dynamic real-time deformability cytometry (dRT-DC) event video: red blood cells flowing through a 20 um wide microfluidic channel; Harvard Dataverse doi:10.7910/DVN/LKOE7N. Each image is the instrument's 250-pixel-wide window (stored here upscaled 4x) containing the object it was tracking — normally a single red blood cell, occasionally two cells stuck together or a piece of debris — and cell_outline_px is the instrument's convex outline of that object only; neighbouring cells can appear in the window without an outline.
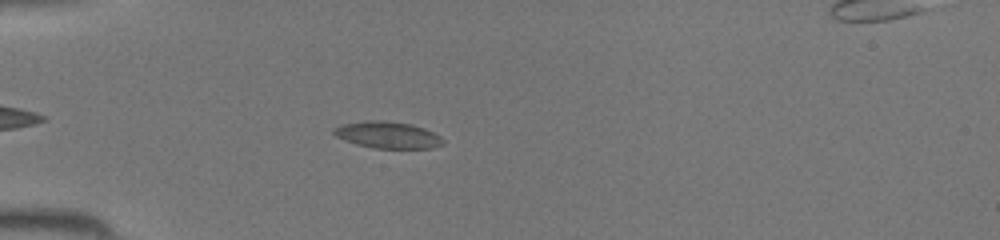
{"species": "common noctule bat (a hibernating species)", "species_latin": "Nyctalus noctula", "temperature_condition": "room temperature", "stored_images_in_passage": 38, "camera_frame_rate_fps": 3000, "um_per_image_px": 0.085, "animal": {"sex": "female", "body_mass_g": 19.5, "forearm_length_mm": 54.1}, "frame": {"image": 1, "passage_image": 7, "time_ms": 2.0, "image_size_px": [1000, 240], "cell_outline_px": [[444, 144], [432, 148], [372, 148], [356, 144], [344, 140], [336, 136], [332, 132], [332, 128], [340, 124], [364, 120], [384, 120], [412, 124], [424, 128], [440, 136], [444, 140]], "centroid_in_image_um": [32.91, 11.46], "position_along_channel_um": 52.1, "area_um2": 17.22}}
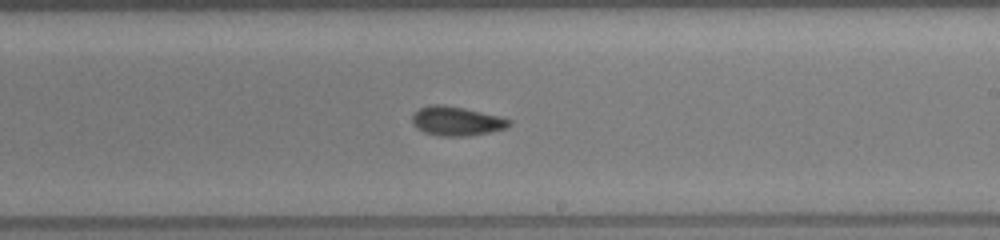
{"frame": {"image": 2, "passage_image": 21, "time_ms": 6.667, "image_size_px": [1000, 240], "cell_outline_px": [[512, 124], [508, 128], [468, 136], [440, 136], [424, 132], [416, 128], [412, 124], [412, 112], [428, 104], [444, 104], [464, 108], [500, 116], [512, 120]], "centroid_in_image_um": [38.79, 10.28], "position_along_channel_um": 250.2, "area_um2": 16.76}}
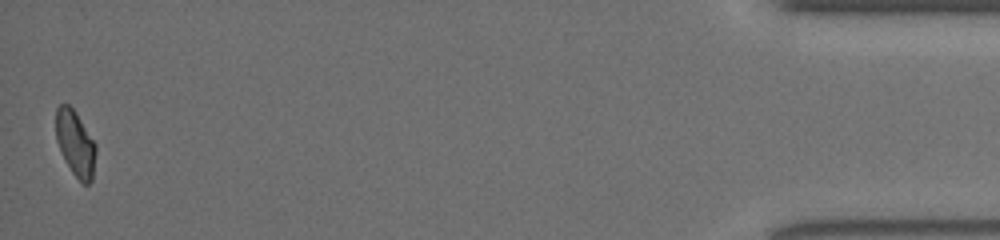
{"frame": {"image": 3, "passage_image": 38, "time_ms": 12.333, "image_size_px": [1000, 240], "cell_outline_px": [[96, 152], [92, 180], [88, 184], [84, 184], [72, 172], [64, 160], [56, 140], [56, 108], [60, 104], [68, 104], [76, 112], [96, 144]], "centroid_in_image_um": [6.4, 12.18], "position_along_channel_um": 428.8, "area_um2": 15.26}}